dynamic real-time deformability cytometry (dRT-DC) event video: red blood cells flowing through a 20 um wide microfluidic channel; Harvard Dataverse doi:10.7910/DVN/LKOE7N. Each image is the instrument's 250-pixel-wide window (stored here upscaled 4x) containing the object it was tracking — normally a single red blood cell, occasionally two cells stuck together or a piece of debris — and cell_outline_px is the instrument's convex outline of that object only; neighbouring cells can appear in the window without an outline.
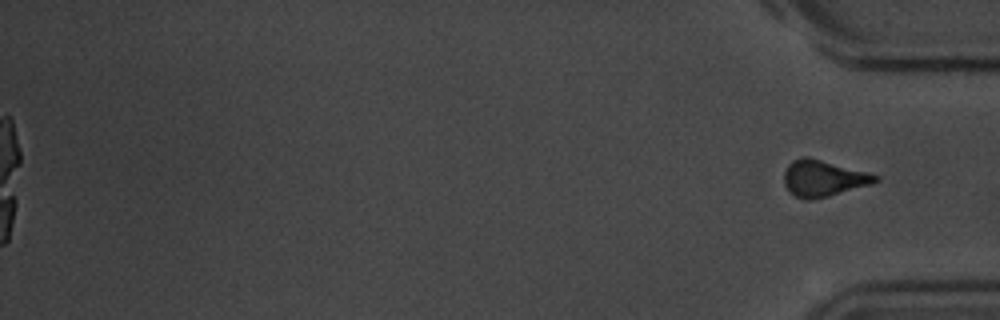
{"species": "common noctule bat (a hibernating species)", "species_latin": "Nyctalus noctula", "temperature_condition": "room temperature", "stored_images_in_passage": 55, "camera_frame_rate_fps": 3000, "um_per_image_px": 0.085, "animal": {"sex": "male", "body_mass_g": 20.1, "forearm_length_mm": 53.5}, "frame": {"image": 1, "passage_image": 55, "time_ms": 18.0, "image_size_px": [1000, 320], "cell_outline_px": [[880, 180], [872, 184], [828, 196], [812, 200], [804, 200], [796, 196], [784, 184], [784, 172], [788, 164], [792, 160], [800, 156], [808, 156], [868, 172], [880, 176]], "centroid_in_image_um": [69.99, 15.14], "position_along_channel_um": 365.2, "area_um2": 19.42}}